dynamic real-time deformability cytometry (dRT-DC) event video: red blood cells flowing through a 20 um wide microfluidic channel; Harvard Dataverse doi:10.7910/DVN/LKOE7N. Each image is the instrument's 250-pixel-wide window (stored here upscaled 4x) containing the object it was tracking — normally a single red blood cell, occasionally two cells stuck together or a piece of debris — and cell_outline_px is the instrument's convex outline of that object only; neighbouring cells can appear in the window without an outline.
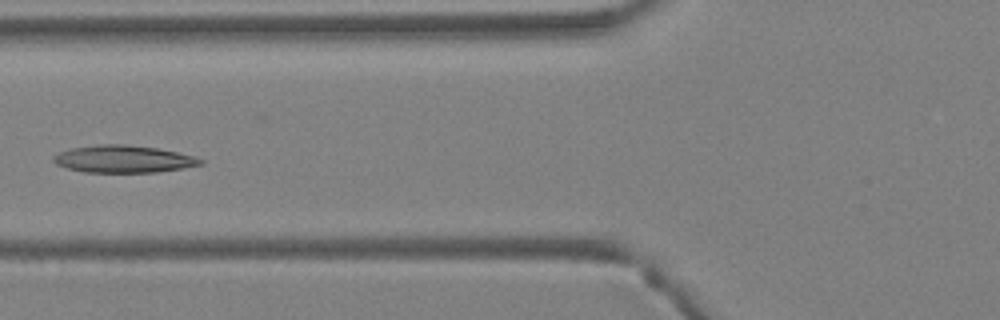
{"species": "Egyptian fruit bat (a non-hibernating species)", "species_latin": "Rousettus aegyptiacus", "temperature_condition": "warm", "stored_images_in_passage": 29, "camera_frame_rate_fps": 3000, "um_per_image_px": 0.085, "animal": {"sex": "female"}, "frame": {"image": 1, "passage_image": 5, "time_ms": 1.333, "image_size_px": [1000, 320], "cell_outline_px": [[204, 164], [184, 168], [156, 172], [84, 172], [68, 168], [56, 164], [52, 160], [52, 156], [60, 152], [72, 148], [100, 144], [124, 144], [156, 148], [196, 156], [204, 160]], "centroid_in_image_um": [10.52, 13.52], "position_along_channel_um": 115.3, "area_um2": 23.35}}
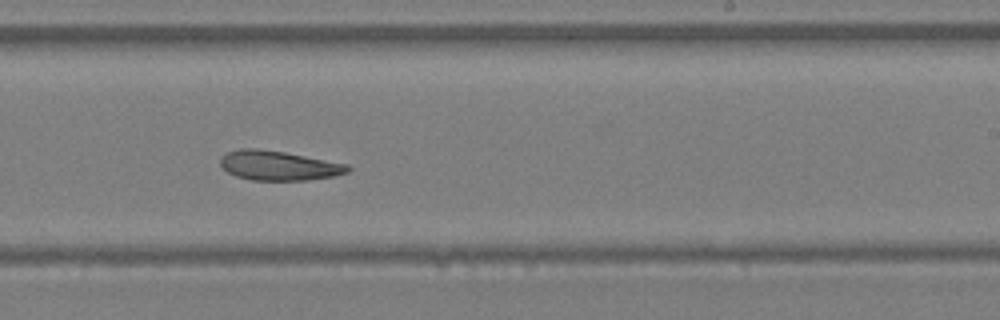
{"frame": {"image": 2, "passage_image": 14, "time_ms": 4.333, "image_size_px": [1000, 320], "cell_outline_px": [[352, 168], [348, 172], [332, 176], [308, 180], [252, 180], [236, 176], [228, 172], [220, 164], [220, 156], [228, 152], [240, 148], [256, 148], [284, 152], [348, 164]], "centroid_in_image_um": [23.67, 14.07], "position_along_channel_um": 265.3, "area_um2": 21.85}}
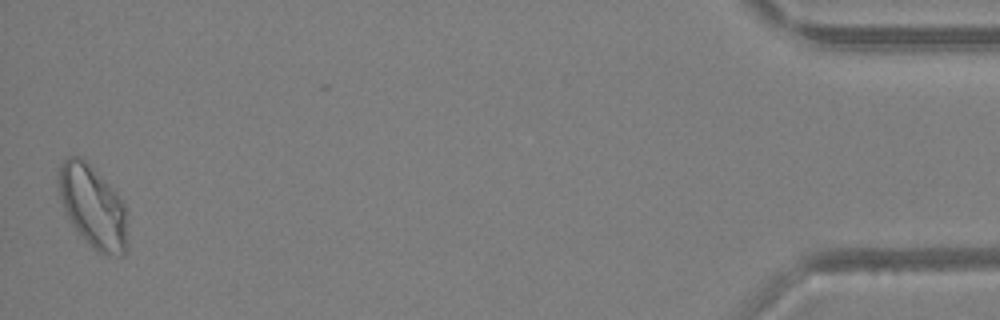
{"frame": {"image": 3, "passage_image": 29, "time_ms": 9.333, "image_size_px": [1000, 320], "cell_outline_px": [[128, 248], [124, 256], [120, 256], [96, 252], [72, 224], [64, 208], [60, 196], [60, 164], [68, 156], [80, 156], [116, 192], [124, 204], [128, 244]], "centroid_in_image_um": [7.93, 17.61], "position_along_channel_um": 427.3, "area_um2": 32.37}}